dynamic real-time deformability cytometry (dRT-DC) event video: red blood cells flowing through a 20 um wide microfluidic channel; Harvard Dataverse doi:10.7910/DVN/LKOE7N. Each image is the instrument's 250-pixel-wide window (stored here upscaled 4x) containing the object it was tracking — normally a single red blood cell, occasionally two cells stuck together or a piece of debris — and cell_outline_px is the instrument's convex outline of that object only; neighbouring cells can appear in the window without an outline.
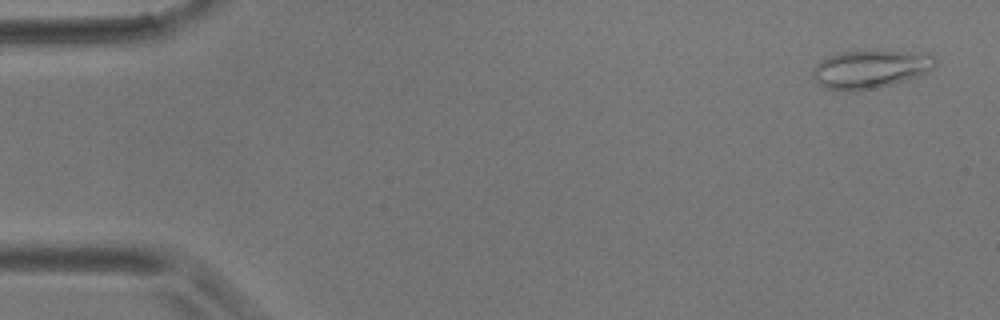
{"species": "common noctule bat (a hibernating species)", "species_latin": "Nyctalus noctula", "temperature_condition": "room temperature", "stored_images_in_passage": 5, "camera_frame_rate_fps": 3000, "um_per_image_px": 0.085, "animal": {"sex": "male", "body_mass_g": 17.9}, "frame": {"image": 1, "passage_image": 1, "time_ms": 0.0, "image_size_px": [1000, 320], "cell_outline_px": [[936, 64], [928, 72], [908, 80], [872, 88], [848, 92], [828, 88], [820, 84], [812, 76], [812, 68], [816, 64], [828, 56], [844, 52], [928, 52], [936, 56]], "centroid_in_image_um": [74.01, 5.88], "position_along_channel_um": 11.0, "area_um2": 26.93}}